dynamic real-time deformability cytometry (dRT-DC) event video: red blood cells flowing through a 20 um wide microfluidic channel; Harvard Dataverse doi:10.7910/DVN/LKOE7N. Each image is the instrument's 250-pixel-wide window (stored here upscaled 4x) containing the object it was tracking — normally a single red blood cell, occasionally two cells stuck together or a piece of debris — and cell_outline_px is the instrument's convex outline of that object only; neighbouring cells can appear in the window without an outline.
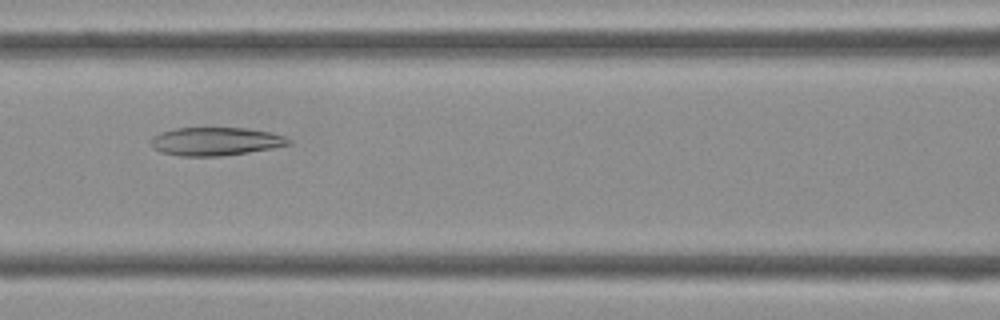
{"species": "Egyptian fruit bat (a non-hibernating species)", "species_latin": "Rousettus aegyptiacus", "temperature_condition": "cold", "stored_images_in_passage": 39, "camera_frame_rate_fps": 3000, "um_per_image_px": 0.085, "frame": {"image": 1, "passage_image": 14, "time_ms": 4.333, "image_size_px": [1000, 320], "cell_outline_px": [[292, 144], [272, 148], [248, 152], [220, 156], [180, 156], [160, 152], [152, 148], [148, 140], [152, 136], [160, 132], [176, 128], [248, 128], [272, 132], [284, 136], [292, 140]], "centroid_in_image_um": [18.3, 12.01], "position_along_channel_um": 148.3, "area_um2": 22.95}}
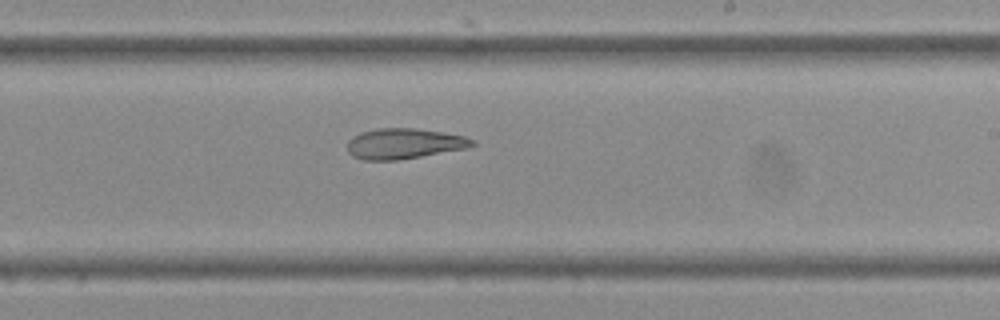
{"frame": {"image": 2, "passage_image": 21, "time_ms": 6.667, "image_size_px": [1000, 320], "cell_outline_px": [[476, 144], [468, 148], [396, 160], [364, 160], [352, 156], [348, 152], [348, 140], [352, 136], [360, 132], [376, 128], [416, 128], [464, 136], [476, 140]], "centroid_in_image_um": [34.33, 12.2], "position_along_channel_um": 254.7, "area_um2": 22.2}}
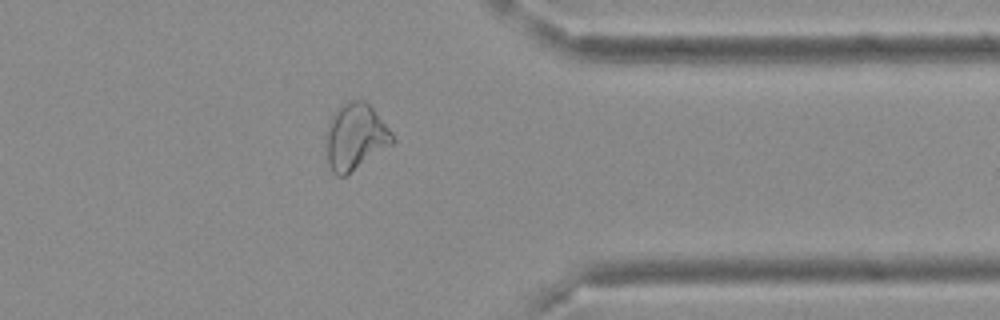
{"frame": {"image": 3, "passage_image": 30, "time_ms": 9.667, "image_size_px": [1000, 320], "cell_outline_px": [[396, 140], [392, 144], [344, 176], [336, 176], [332, 172], [328, 164], [324, 136], [328, 124], [332, 116], [348, 100], [364, 100], [372, 108], [392, 132]], "centroid_in_image_um": [30.18, 11.64], "position_along_channel_um": 381.2, "area_um2": 25.43}}